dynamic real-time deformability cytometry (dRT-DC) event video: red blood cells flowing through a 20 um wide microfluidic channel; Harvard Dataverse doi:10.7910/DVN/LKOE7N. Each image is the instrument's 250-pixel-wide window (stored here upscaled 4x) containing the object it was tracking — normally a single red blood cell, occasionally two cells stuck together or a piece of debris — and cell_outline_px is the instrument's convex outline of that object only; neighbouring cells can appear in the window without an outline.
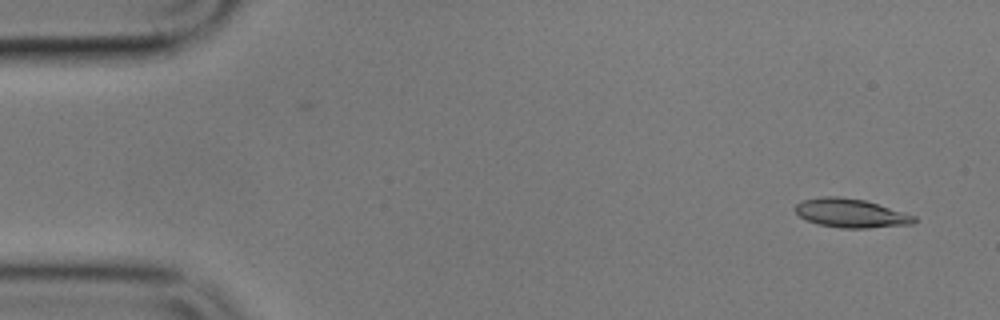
{"species": "common noctule bat (a hibernating species)", "species_latin": "Nyctalus noctula", "temperature_condition": "cold", "stored_images_in_passage": 2, "camera_frame_rate_fps": 3000, "um_per_image_px": 0.085, "animal": {"sex": "male", "body_mass_g": 17.9}, "frame": {"image": 1, "passage_image": 2, "time_ms": 1.0, "image_size_px": [1000, 320], "cell_outline_px": [[916, 220], [912, 224], [868, 228], [840, 228], [816, 224], [804, 220], [792, 208], [800, 200], [820, 196], [836, 196], [864, 200], [916, 216]], "centroid_in_image_um": [72.24, 18.12], "position_along_channel_um": 12.8, "area_um2": 20.11}}